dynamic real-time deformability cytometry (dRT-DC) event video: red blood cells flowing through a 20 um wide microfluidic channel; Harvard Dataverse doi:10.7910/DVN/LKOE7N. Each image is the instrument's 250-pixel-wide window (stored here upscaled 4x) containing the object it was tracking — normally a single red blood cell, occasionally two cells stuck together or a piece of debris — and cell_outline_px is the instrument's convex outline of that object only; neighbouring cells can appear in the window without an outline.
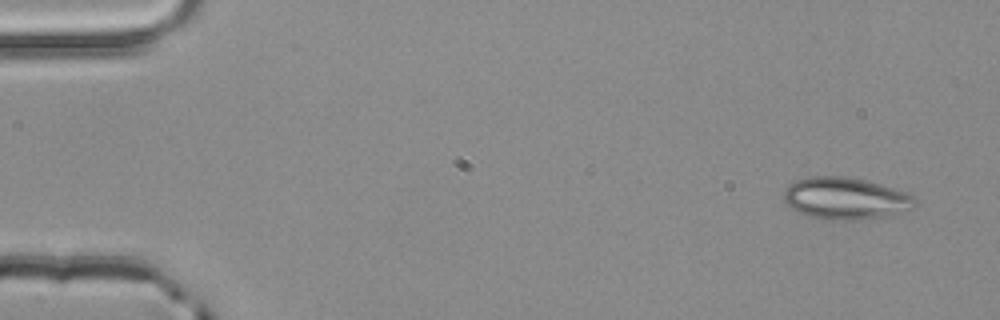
{"species": "common noctule bat (a hibernating species)", "species_latin": "Nyctalus noctula", "temperature_condition": "room temperature", "stored_images_in_passage": 3, "camera_frame_rate_fps": 3000, "um_per_image_px": 0.085, "animal": {"sex": "male", "body_mass_g": 20.4}, "frame": {"image": 1, "passage_image": 1, "time_ms": 0.0, "image_size_px": [1000, 320], "cell_outline_px": [[916, 208], [904, 212], [884, 216], [856, 220], [820, 220], [808, 216], [792, 208], [784, 200], [784, 188], [788, 184], [796, 180], [812, 176], [844, 176], [864, 180], [904, 192], [916, 196]], "centroid_in_image_um": [71.87, 16.88], "position_along_channel_um": 13.1, "area_um2": 32.19}}